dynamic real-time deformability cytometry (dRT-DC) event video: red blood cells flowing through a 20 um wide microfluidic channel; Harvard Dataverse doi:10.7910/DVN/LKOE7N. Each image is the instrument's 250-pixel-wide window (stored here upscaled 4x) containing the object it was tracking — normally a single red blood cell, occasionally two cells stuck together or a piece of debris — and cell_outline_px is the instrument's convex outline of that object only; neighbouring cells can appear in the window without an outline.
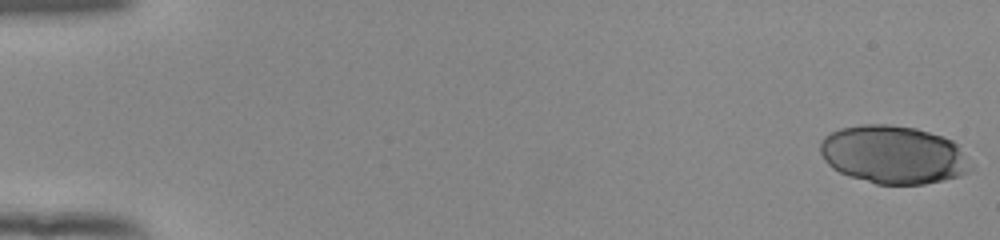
{"species": "human", "species_latin": "Homo sapiens", "temperature_condition": "room temperature", "stored_images_in_passage": 54, "camera_frame_rate_fps": 3000, "um_per_image_px": 0.085, "donor": {"sex": "female"}, "frame": {"image": 1, "passage_image": 1, "time_ms": 0.0, "image_size_px": [1000, 240], "cell_outline_px": [[972, 168], [968, 172], [960, 176], [944, 180], [924, 184], [876, 184], [848, 176], [832, 168], [824, 160], [820, 152], [820, 140], [824, 136], [840, 128], [864, 124], [888, 124], [916, 128], [952, 140], [956, 144]], "centroid_in_image_um": [75.89, 13.15], "position_along_channel_um": 9.1, "area_um2": 50.86}}